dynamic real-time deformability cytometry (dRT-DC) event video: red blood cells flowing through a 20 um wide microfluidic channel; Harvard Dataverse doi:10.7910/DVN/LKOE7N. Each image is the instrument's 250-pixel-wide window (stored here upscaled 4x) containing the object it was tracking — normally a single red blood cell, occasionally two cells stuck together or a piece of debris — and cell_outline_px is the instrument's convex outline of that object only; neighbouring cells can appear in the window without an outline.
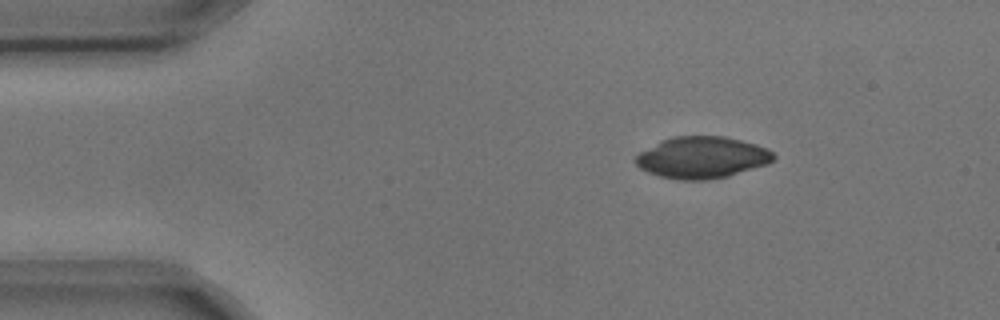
{"species": "common noctule bat (a hibernating species)", "species_latin": "Nyctalus noctula", "temperature_condition": "cold", "stored_images_in_passage": 3, "camera_frame_rate_fps": 3000, "um_per_image_px": 0.085, "animal": {"sex": "male", "body_mass_g": 17.9, "forearm_length_mm": 54.2}, "frame": {"image": 1, "passage_image": 1, "time_ms": 0.0, "image_size_px": [1000, 320], "cell_outline_px": [[776, 156], [768, 164], [728, 176], [708, 180], [680, 180], [660, 176], [648, 172], [640, 168], [636, 164], [636, 156], [640, 152], [672, 136], [724, 136], [756, 144], [768, 148]], "centroid_in_image_um": [59.7, 13.39], "position_along_channel_um": 25.3, "area_um2": 33.29}}